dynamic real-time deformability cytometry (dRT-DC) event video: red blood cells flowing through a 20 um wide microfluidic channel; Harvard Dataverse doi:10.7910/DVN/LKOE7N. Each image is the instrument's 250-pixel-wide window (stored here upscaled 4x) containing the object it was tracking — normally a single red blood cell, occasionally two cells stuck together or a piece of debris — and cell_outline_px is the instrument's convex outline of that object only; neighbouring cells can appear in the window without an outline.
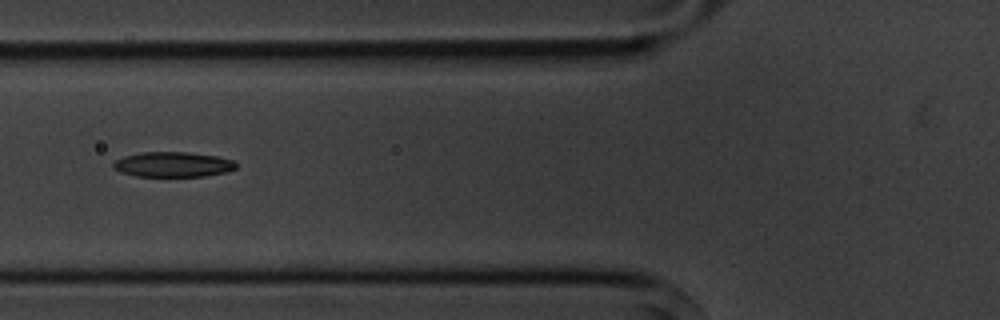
{"species": "common noctule bat (a hibernating species)", "species_latin": "Nyctalus noctula", "temperature_condition": "cold", "stored_images_in_passage": 8, "camera_frame_rate_fps": 3000, "um_per_image_px": 0.085, "animal": {"sex": "male", "body_mass_g": 20.1, "forearm_length_mm": 53.5}, "frame": {"image": 1, "passage_image": 6, "time_ms": 6.0, "image_size_px": [1000, 320], "cell_outline_px": [[236, 168], [224, 172], [204, 176], [136, 176], [120, 172], [112, 168], [112, 164], [116, 160], [124, 156], [140, 152], [188, 152], [216, 156], [236, 160]], "centroid_in_image_um": [14.68, 13.97], "position_along_channel_um": 111.1, "area_um2": 17.98}}
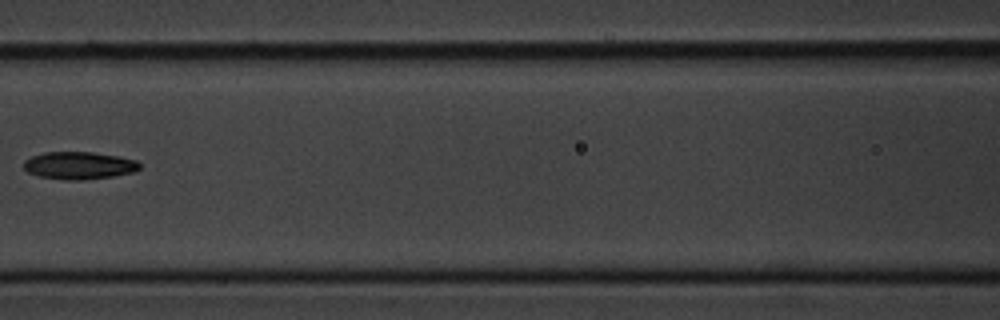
{"frame": {"image": 2, "passage_image": 7, "time_ms": 7.333, "image_size_px": [1000, 320], "cell_outline_px": [[140, 168], [136, 172], [112, 176], [84, 180], [64, 180], [40, 176], [28, 172], [24, 168], [24, 160], [32, 156], [44, 152], [92, 152], [120, 156], [136, 160], [140, 164]], "centroid_in_image_um": [6.74, 14.06], "position_along_channel_um": 159.9, "area_um2": 18.67}}
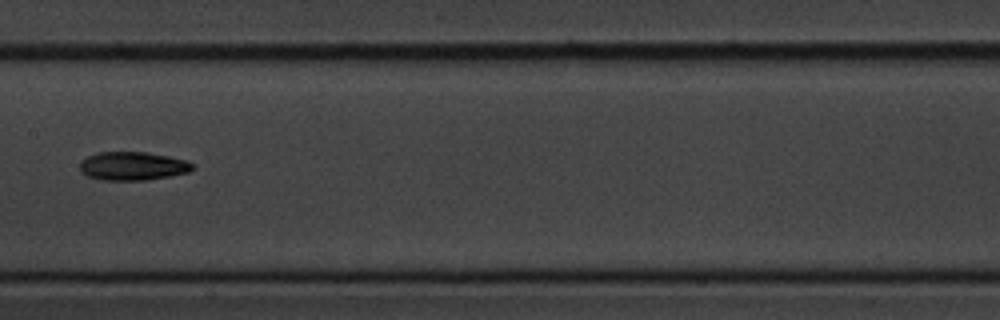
{"frame": {"image": 3, "passage_image": 8, "time_ms": 8.333, "image_size_px": [1000, 320], "cell_outline_px": [[196, 164], [188, 172], [168, 176], [144, 180], [100, 180], [88, 176], [80, 172], [80, 160], [96, 152], [148, 152], [188, 160]], "centroid_in_image_um": [11.26, 14.1], "position_along_channel_um": 196.1, "area_um2": 18.84}}